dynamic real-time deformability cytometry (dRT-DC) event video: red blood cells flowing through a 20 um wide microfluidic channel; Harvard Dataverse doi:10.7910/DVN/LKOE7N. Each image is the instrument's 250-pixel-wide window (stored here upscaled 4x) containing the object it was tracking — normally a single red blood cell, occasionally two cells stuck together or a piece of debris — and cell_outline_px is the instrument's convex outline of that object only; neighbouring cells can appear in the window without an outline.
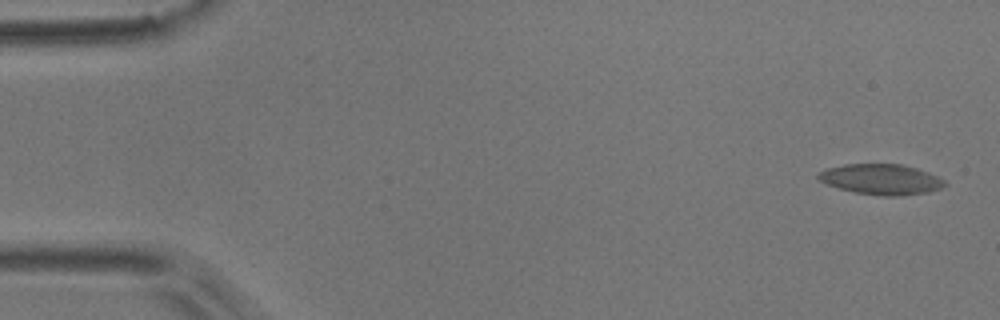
{"species": "common noctule bat (a hibernating species)", "species_latin": "Nyctalus noctula", "temperature_condition": "room temperature", "stored_images_in_passage": 5, "camera_frame_rate_fps": 3000, "um_per_image_px": 0.085, "animal": {"sex": "male", "body_mass_g": 17.9}, "frame": {"image": 1, "passage_image": 1, "time_ms": 0.0, "image_size_px": [1000, 320], "cell_outline_px": [[948, 184], [940, 188], [928, 192], [900, 196], [884, 196], [856, 192], [840, 188], [828, 184], [820, 180], [816, 176], [816, 172], [828, 168], [844, 164], [900, 164], [916, 168], [928, 172], [944, 180]], "centroid_in_image_um": [74.9, 15.24], "position_along_channel_um": 10.1, "area_um2": 22.31}}
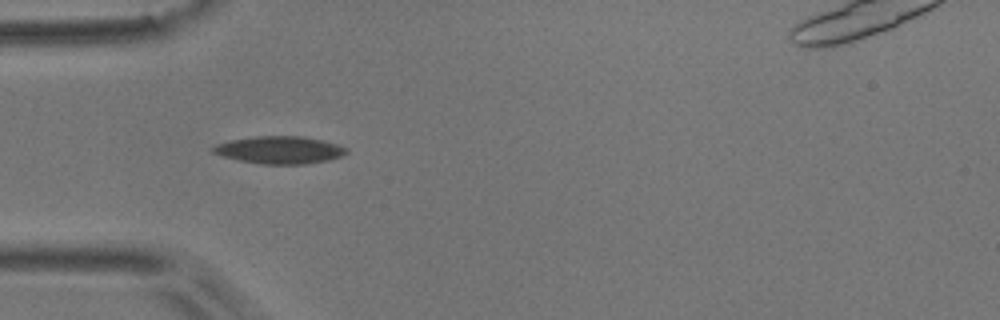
{"frame": {"image": 2, "passage_image": 5, "time_ms": 1.333, "image_size_px": [1000, 320], "cell_outline_px": [[348, 152], [340, 156], [328, 160], [304, 164], [260, 164], [240, 160], [224, 156], [212, 152], [212, 148], [216, 144], [232, 140], [256, 136], [304, 136], [324, 140], [348, 148]], "centroid_in_image_um": [23.8, 12.74], "position_along_channel_um": 61.2, "area_um2": 21.21}}